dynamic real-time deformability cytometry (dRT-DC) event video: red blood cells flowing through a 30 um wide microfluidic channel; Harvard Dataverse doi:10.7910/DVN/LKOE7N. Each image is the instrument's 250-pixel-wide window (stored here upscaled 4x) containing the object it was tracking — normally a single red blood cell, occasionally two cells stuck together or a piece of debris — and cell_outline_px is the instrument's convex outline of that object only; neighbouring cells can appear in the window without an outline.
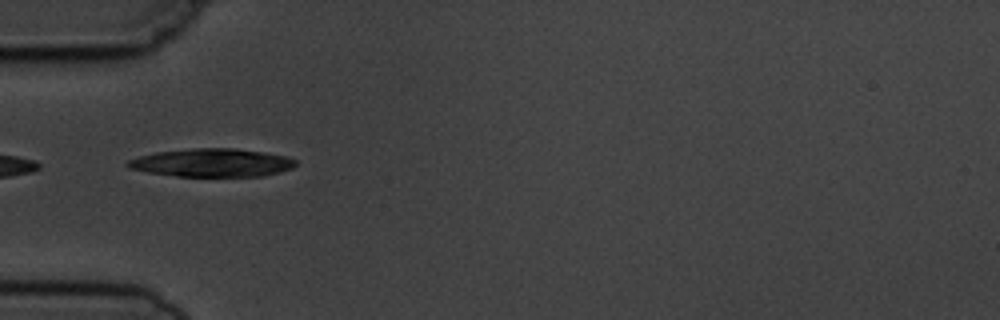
{"species": "common noctule bat (a hibernating species)", "species_latin": "Nyctalus noctula", "temperature_condition": "cold", "stored_images_in_passage": 6, "camera_frame_rate_fps": 3000, "um_per_image_px": 0.085, "animal": {"sex": "male", "body_mass_g": 19.5, "forearm_length_mm": 54.6}, "frame": {"image": 1, "passage_image": 4, "time_ms": 4.333, "image_size_px": [1000, 320], "cell_outline_px": [[296, 164], [292, 168], [264, 176], [176, 176], [148, 172], [128, 168], [124, 164], [128, 160], [140, 156], [156, 152], [192, 148], [236, 148], [264, 152], [288, 156], [296, 160]], "centroid_in_image_um": [18.02, 13.82], "position_along_channel_um": 67.0, "area_um2": 27.63}}
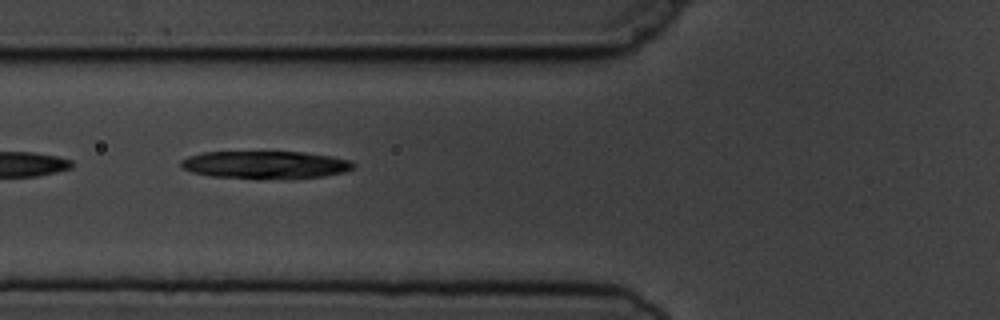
{"frame": {"image": 2, "passage_image": 5, "time_ms": 5.333, "image_size_px": [1000, 320], "cell_outline_px": [[356, 164], [352, 168], [344, 172], [324, 176], [212, 176], [192, 172], [184, 168], [180, 164], [180, 160], [188, 156], [204, 152], [304, 152], [352, 160]], "centroid_in_image_um": [22.55, 13.95], "position_along_channel_um": 103.3, "area_um2": 26.41}}
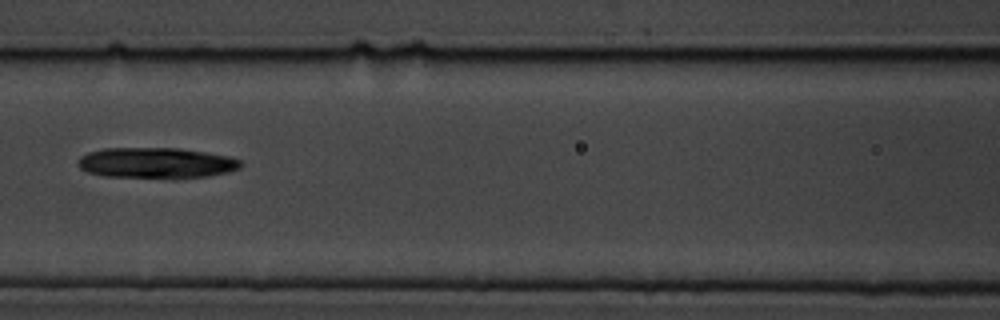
{"frame": {"image": 3, "passage_image": 6, "time_ms": 6.667, "image_size_px": [1000, 320], "cell_outline_px": [[244, 164], [240, 168], [228, 172], [208, 176], [104, 176], [88, 172], [80, 168], [76, 164], [76, 160], [80, 156], [88, 152], [104, 148], [180, 148], [228, 156], [240, 160]], "centroid_in_image_um": [13.25, 13.81], "position_along_channel_um": 153.4, "area_um2": 28.5}}